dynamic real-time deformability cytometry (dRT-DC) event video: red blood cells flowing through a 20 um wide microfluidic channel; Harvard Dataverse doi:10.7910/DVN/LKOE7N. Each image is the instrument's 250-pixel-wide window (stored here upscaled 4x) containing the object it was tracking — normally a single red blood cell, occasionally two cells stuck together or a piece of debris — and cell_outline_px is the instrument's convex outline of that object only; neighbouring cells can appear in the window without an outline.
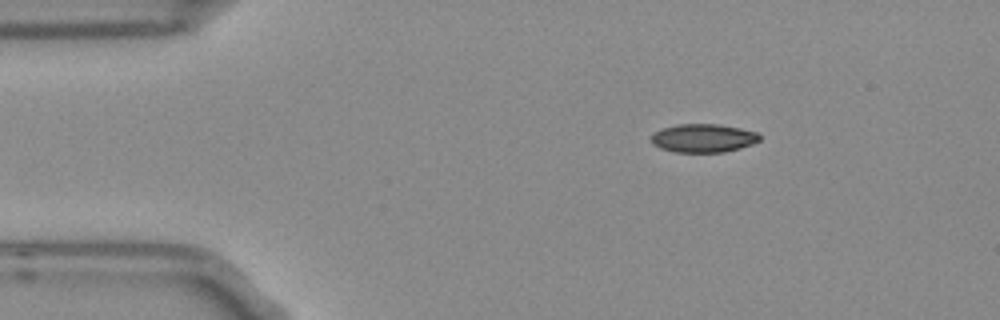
{"species": "Egyptian fruit bat (a non-hibernating species)", "species_latin": "Rousettus aegyptiacus", "temperature_condition": "room temperature", "stored_images_in_passage": 6, "segment_of_instrument_passage": [2, 2], "camera_frame_rate_fps": 3000, "um_per_image_px": 0.085, "frame": {"image": 1, "passage_image": 6, "time_ms": 1.667, "image_size_px": [1000, 320], "cell_outline_px": [[760, 140], [752, 144], [740, 148], [724, 152], [676, 152], [660, 148], [652, 144], [652, 136], [656, 132], [664, 128], [676, 124], [716, 124], [740, 128], [756, 132], [760, 136]], "centroid_in_image_um": [59.79, 11.74], "position_along_channel_um": 25.2, "area_um2": 17.8}}